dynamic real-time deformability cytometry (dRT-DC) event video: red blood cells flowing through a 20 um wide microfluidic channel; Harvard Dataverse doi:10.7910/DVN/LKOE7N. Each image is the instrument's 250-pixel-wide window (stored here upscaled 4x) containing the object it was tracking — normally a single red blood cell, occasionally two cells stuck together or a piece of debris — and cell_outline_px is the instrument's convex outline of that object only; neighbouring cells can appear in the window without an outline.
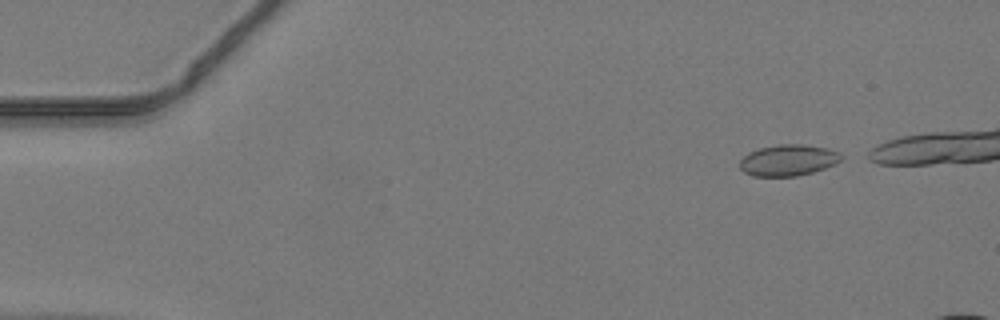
{"species": "common noctule bat (a hibernating species)", "species_latin": "Nyctalus noctula", "temperature_condition": "warm", "stored_images_in_passage": 28, "camera_frame_rate_fps": 3000, "um_per_image_px": 0.085, "animal": {"sex": "male", "body_mass_g": 19.2, "forearm_length_mm": 51.8}, "frame": {"image": 1, "passage_image": 3, "time_ms": 0.667, "image_size_px": [1000, 320], "cell_outline_px": [[840, 160], [836, 164], [812, 172], [796, 176], [752, 176], [744, 172], [740, 168], [740, 160], [748, 152], [760, 148], [780, 144], [800, 144], [828, 148], [840, 152]], "centroid_in_image_um": [66.98, 13.61], "position_along_channel_um": 18.0, "area_um2": 18.38}}
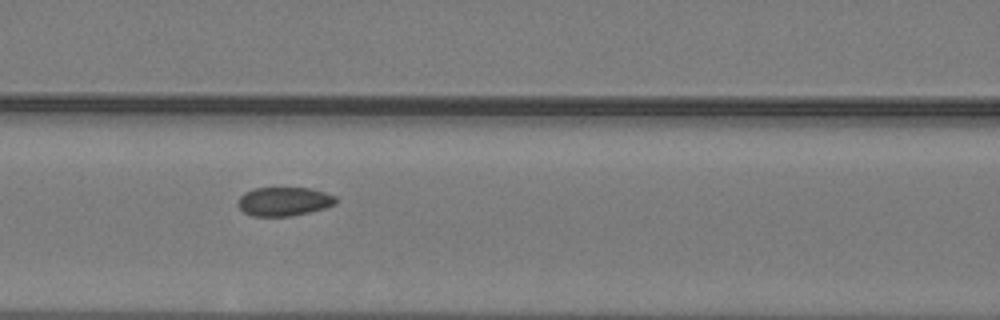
{"frame": {"image": 2, "passage_image": 19, "time_ms": 6.0, "image_size_px": [1000, 320], "cell_outline_px": [[336, 204], [324, 208], [308, 212], [288, 216], [252, 216], [244, 212], [236, 204], [240, 196], [244, 192], [256, 188], [312, 188], [336, 196]], "centroid_in_image_um": [24.12, 17.12], "position_along_channel_um": 142.5, "area_um2": 16.42}}
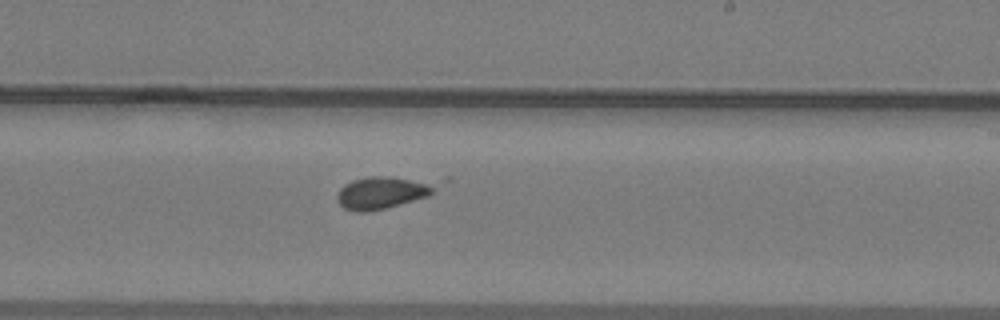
{"frame": {"image": 3, "passage_image": 27, "time_ms": 8.667, "image_size_px": [1000, 320], "cell_outline_px": [[452, 176], [448, 180], [428, 196], [384, 208], [368, 212], [356, 212], [344, 208], [336, 200], [336, 196], [340, 188], [344, 184], [352, 180], [372, 176]], "centroid_in_image_um": [32.82, 16.26], "position_along_channel_um": 256.2, "area_um2": 20.29}}